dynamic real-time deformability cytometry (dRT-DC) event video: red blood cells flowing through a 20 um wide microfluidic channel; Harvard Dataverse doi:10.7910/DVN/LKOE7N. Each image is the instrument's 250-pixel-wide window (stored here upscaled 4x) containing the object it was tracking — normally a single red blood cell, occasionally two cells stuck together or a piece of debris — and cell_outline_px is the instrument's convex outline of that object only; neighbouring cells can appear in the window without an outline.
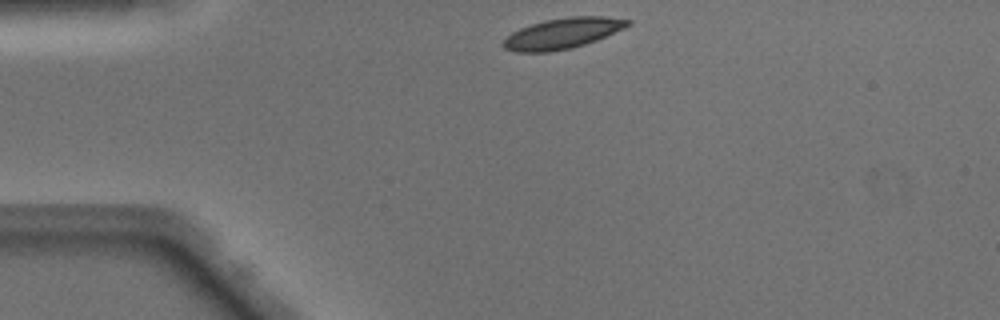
{"species": "Egyptian fruit bat (a non-hibernating species)", "species_latin": "Rousettus aegyptiacus", "temperature_condition": "warm", "stored_images_in_passage": 39, "camera_frame_rate_fps": 3000, "um_per_image_px": 0.085, "animal": {"sex": "male"}, "frame": {"image": 1, "passage_image": 1, "time_ms": 0.0, "image_size_px": [1000, 320], "cell_outline_px": [[632, 24], [624, 28], [596, 40], [572, 48], [548, 52], [516, 52], [504, 48], [500, 44], [512, 32], [520, 28], [544, 20], [568, 16], [604, 16], [632, 20]], "centroid_in_image_um": [47.82, 2.83], "position_along_channel_um": 37.2, "area_um2": 22.25}}
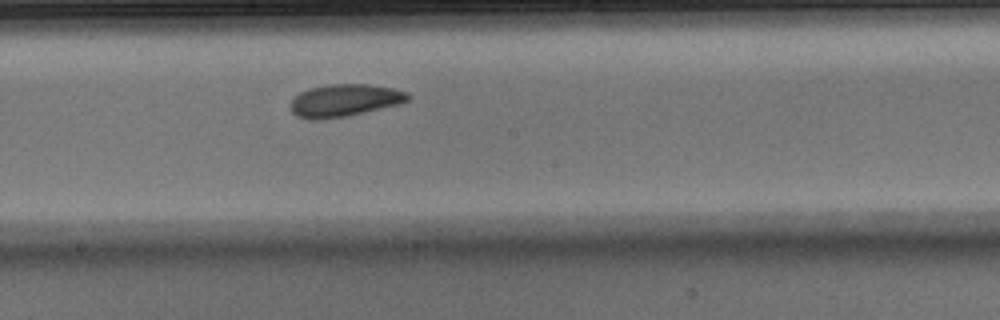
{"frame": {"image": 2, "passage_image": 17, "time_ms": 5.333, "image_size_px": [1000, 320], "cell_outline_px": [[408, 100], [400, 104], [344, 116], [320, 120], [308, 120], [296, 116], [292, 112], [292, 100], [300, 92], [308, 88], [328, 84], [368, 84], [392, 88], [408, 92]], "centroid_in_image_um": [29.26, 8.53], "position_along_channel_um": 218.9, "area_um2": 22.02}}
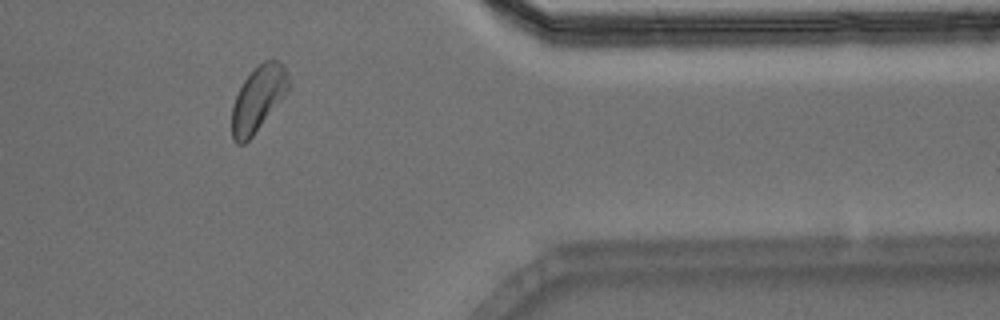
{"frame": {"image": 3, "passage_image": 31, "time_ms": 10.0, "image_size_px": [1000, 320], "cell_outline_px": [[292, 88], [252, 136], [244, 144], [236, 144], [232, 140], [232, 108], [236, 96], [244, 80], [264, 60], [280, 60], [284, 64], [292, 84]], "centroid_in_image_um": [21.99, 8.38], "position_along_channel_um": 389.4, "area_um2": 21.73}, "authors_computed_cell_mechanics": {"area_um2": 21.9062, "velocity_mm_per_s": 4.0579, "shape_relaxation_time_tau1_ms": 3.0701, "shape_relaxation_time_tau2_ms": 2.9329, "deformation_change_tau1": 0.096, "deformation_change_tau2": 0.0853}}